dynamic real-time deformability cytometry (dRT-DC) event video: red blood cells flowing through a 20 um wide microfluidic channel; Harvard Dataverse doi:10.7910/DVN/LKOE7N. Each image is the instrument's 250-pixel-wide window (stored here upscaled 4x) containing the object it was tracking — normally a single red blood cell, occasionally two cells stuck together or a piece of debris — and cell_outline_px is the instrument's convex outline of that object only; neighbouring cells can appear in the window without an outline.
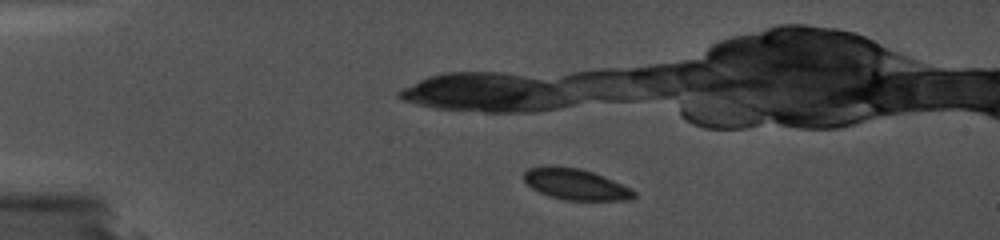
{"species": "common noctule bat (a hibernating species)", "species_latin": "Nyctalus noctula", "temperature_condition": "cold", "stored_images_in_passage": 32, "camera_frame_rate_fps": 5000, "um_per_image_px": 0.085, "animal": {"sex": "female", "body_mass_g": 19.0, "forearm_length_mm": 56.7}, "frame": {"image": 1, "passage_image": 5, "time_ms": 1.4, "image_size_px": [1000, 240], "cell_outline_px": [[636, 196], [632, 200], [564, 200], [548, 196], [532, 188], [524, 180], [524, 172], [528, 168], [548, 164], [552, 164], [580, 168], [604, 176], [632, 188], [636, 192]], "centroid_in_image_um": [48.93, 15.64], "position_along_channel_um": 36.1, "area_um2": 20.35}}